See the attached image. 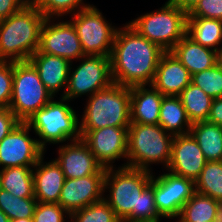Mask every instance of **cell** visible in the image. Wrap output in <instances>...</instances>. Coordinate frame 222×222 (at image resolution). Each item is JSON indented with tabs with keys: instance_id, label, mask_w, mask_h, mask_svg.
I'll return each instance as SVG.
<instances>
[{
	"instance_id": "obj_35",
	"label": "cell",
	"mask_w": 222,
	"mask_h": 222,
	"mask_svg": "<svg viewBox=\"0 0 222 222\" xmlns=\"http://www.w3.org/2000/svg\"><path fill=\"white\" fill-rule=\"evenodd\" d=\"M13 85V62L0 61V107L9 108Z\"/></svg>"
},
{
	"instance_id": "obj_25",
	"label": "cell",
	"mask_w": 222,
	"mask_h": 222,
	"mask_svg": "<svg viewBox=\"0 0 222 222\" xmlns=\"http://www.w3.org/2000/svg\"><path fill=\"white\" fill-rule=\"evenodd\" d=\"M186 35L200 45L217 51L222 42V21L212 18L187 17Z\"/></svg>"
},
{
	"instance_id": "obj_45",
	"label": "cell",
	"mask_w": 222,
	"mask_h": 222,
	"mask_svg": "<svg viewBox=\"0 0 222 222\" xmlns=\"http://www.w3.org/2000/svg\"><path fill=\"white\" fill-rule=\"evenodd\" d=\"M10 222H33L32 218H20V219H14Z\"/></svg>"
},
{
	"instance_id": "obj_41",
	"label": "cell",
	"mask_w": 222,
	"mask_h": 222,
	"mask_svg": "<svg viewBox=\"0 0 222 222\" xmlns=\"http://www.w3.org/2000/svg\"><path fill=\"white\" fill-rule=\"evenodd\" d=\"M214 222H222V202H219L216 214L214 216Z\"/></svg>"
},
{
	"instance_id": "obj_3",
	"label": "cell",
	"mask_w": 222,
	"mask_h": 222,
	"mask_svg": "<svg viewBox=\"0 0 222 222\" xmlns=\"http://www.w3.org/2000/svg\"><path fill=\"white\" fill-rule=\"evenodd\" d=\"M45 19L36 5H24L0 20V61H28L39 48Z\"/></svg>"
},
{
	"instance_id": "obj_27",
	"label": "cell",
	"mask_w": 222,
	"mask_h": 222,
	"mask_svg": "<svg viewBox=\"0 0 222 222\" xmlns=\"http://www.w3.org/2000/svg\"><path fill=\"white\" fill-rule=\"evenodd\" d=\"M179 97L192 124L208 120L213 99L200 87L190 83Z\"/></svg>"
},
{
	"instance_id": "obj_24",
	"label": "cell",
	"mask_w": 222,
	"mask_h": 222,
	"mask_svg": "<svg viewBox=\"0 0 222 222\" xmlns=\"http://www.w3.org/2000/svg\"><path fill=\"white\" fill-rule=\"evenodd\" d=\"M190 134L207 161H222V126L208 121L193 123Z\"/></svg>"
},
{
	"instance_id": "obj_18",
	"label": "cell",
	"mask_w": 222,
	"mask_h": 222,
	"mask_svg": "<svg viewBox=\"0 0 222 222\" xmlns=\"http://www.w3.org/2000/svg\"><path fill=\"white\" fill-rule=\"evenodd\" d=\"M192 75L171 52H164L158 62L152 86L164 96H179L191 83Z\"/></svg>"
},
{
	"instance_id": "obj_22",
	"label": "cell",
	"mask_w": 222,
	"mask_h": 222,
	"mask_svg": "<svg viewBox=\"0 0 222 222\" xmlns=\"http://www.w3.org/2000/svg\"><path fill=\"white\" fill-rule=\"evenodd\" d=\"M191 75L217 64L216 51L204 47L185 35L171 50Z\"/></svg>"
},
{
	"instance_id": "obj_31",
	"label": "cell",
	"mask_w": 222,
	"mask_h": 222,
	"mask_svg": "<svg viewBox=\"0 0 222 222\" xmlns=\"http://www.w3.org/2000/svg\"><path fill=\"white\" fill-rule=\"evenodd\" d=\"M70 222H120L114 210L103 199L70 214Z\"/></svg>"
},
{
	"instance_id": "obj_15",
	"label": "cell",
	"mask_w": 222,
	"mask_h": 222,
	"mask_svg": "<svg viewBox=\"0 0 222 222\" xmlns=\"http://www.w3.org/2000/svg\"><path fill=\"white\" fill-rule=\"evenodd\" d=\"M105 174L65 179L58 204L69 214L103 200Z\"/></svg>"
},
{
	"instance_id": "obj_28",
	"label": "cell",
	"mask_w": 222,
	"mask_h": 222,
	"mask_svg": "<svg viewBox=\"0 0 222 222\" xmlns=\"http://www.w3.org/2000/svg\"><path fill=\"white\" fill-rule=\"evenodd\" d=\"M219 201L195 192L181 208L178 222H214Z\"/></svg>"
},
{
	"instance_id": "obj_10",
	"label": "cell",
	"mask_w": 222,
	"mask_h": 222,
	"mask_svg": "<svg viewBox=\"0 0 222 222\" xmlns=\"http://www.w3.org/2000/svg\"><path fill=\"white\" fill-rule=\"evenodd\" d=\"M71 69L67 89L62 96L69 101L88 93L91 96L113 83L109 56L85 55L81 58V64L74 71Z\"/></svg>"
},
{
	"instance_id": "obj_13",
	"label": "cell",
	"mask_w": 222,
	"mask_h": 222,
	"mask_svg": "<svg viewBox=\"0 0 222 222\" xmlns=\"http://www.w3.org/2000/svg\"><path fill=\"white\" fill-rule=\"evenodd\" d=\"M195 193L194 181L168 171L154 178V200L158 213L177 218L181 208Z\"/></svg>"
},
{
	"instance_id": "obj_17",
	"label": "cell",
	"mask_w": 222,
	"mask_h": 222,
	"mask_svg": "<svg viewBox=\"0 0 222 222\" xmlns=\"http://www.w3.org/2000/svg\"><path fill=\"white\" fill-rule=\"evenodd\" d=\"M58 154L59 156L55 158V161L64 173L65 179L82 178L93 174H106V168H103L97 162L82 138L59 146Z\"/></svg>"
},
{
	"instance_id": "obj_29",
	"label": "cell",
	"mask_w": 222,
	"mask_h": 222,
	"mask_svg": "<svg viewBox=\"0 0 222 222\" xmlns=\"http://www.w3.org/2000/svg\"><path fill=\"white\" fill-rule=\"evenodd\" d=\"M194 184L195 192L222 202V161H207Z\"/></svg>"
},
{
	"instance_id": "obj_9",
	"label": "cell",
	"mask_w": 222,
	"mask_h": 222,
	"mask_svg": "<svg viewBox=\"0 0 222 222\" xmlns=\"http://www.w3.org/2000/svg\"><path fill=\"white\" fill-rule=\"evenodd\" d=\"M85 55L111 56L116 30L107 22L102 12L96 7L79 10L71 14Z\"/></svg>"
},
{
	"instance_id": "obj_4",
	"label": "cell",
	"mask_w": 222,
	"mask_h": 222,
	"mask_svg": "<svg viewBox=\"0 0 222 222\" xmlns=\"http://www.w3.org/2000/svg\"><path fill=\"white\" fill-rule=\"evenodd\" d=\"M174 135L166 132L159 124L130 123L127 140V163L131 167L151 172L150 164L162 163L168 167L171 159Z\"/></svg>"
},
{
	"instance_id": "obj_43",
	"label": "cell",
	"mask_w": 222,
	"mask_h": 222,
	"mask_svg": "<svg viewBox=\"0 0 222 222\" xmlns=\"http://www.w3.org/2000/svg\"><path fill=\"white\" fill-rule=\"evenodd\" d=\"M0 222H10L8 216L0 209Z\"/></svg>"
},
{
	"instance_id": "obj_5",
	"label": "cell",
	"mask_w": 222,
	"mask_h": 222,
	"mask_svg": "<svg viewBox=\"0 0 222 222\" xmlns=\"http://www.w3.org/2000/svg\"><path fill=\"white\" fill-rule=\"evenodd\" d=\"M88 97L80 130L130 126V87L112 83Z\"/></svg>"
},
{
	"instance_id": "obj_14",
	"label": "cell",
	"mask_w": 222,
	"mask_h": 222,
	"mask_svg": "<svg viewBox=\"0 0 222 222\" xmlns=\"http://www.w3.org/2000/svg\"><path fill=\"white\" fill-rule=\"evenodd\" d=\"M82 140L103 168H114L115 160L127 159L128 127L80 130Z\"/></svg>"
},
{
	"instance_id": "obj_34",
	"label": "cell",
	"mask_w": 222,
	"mask_h": 222,
	"mask_svg": "<svg viewBox=\"0 0 222 222\" xmlns=\"http://www.w3.org/2000/svg\"><path fill=\"white\" fill-rule=\"evenodd\" d=\"M70 214L58 203L37 202L33 222H65V217Z\"/></svg>"
},
{
	"instance_id": "obj_23",
	"label": "cell",
	"mask_w": 222,
	"mask_h": 222,
	"mask_svg": "<svg viewBox=\"0 0 222 222\" xmlns=\"http://www.w3.org/2000/svg\"><path fill=\"white\" fill-rule=\"evenodd\" d=\"M158 124L174 136L190 133L192 123L179 96H163Z\"/></svg>"
},
{
	"instance_id": "obj_16",
	"label": "cell",
	"mask_w": 222,
	"mask_h": 222,
	"mask_svg": "<svg viewBox=\"0 0 222 222\" xmlns=\"http://www.w3.org/2000/svg\"><path fill=\"white\" fill-rule=\"evenodd\" d=\"M206 162L200 146L190 133L174 136L171 159L166 170L195 182Z\"/></svg>"
},
{
	"instance_id": "obj_44",
	"label": "cell",
	"mask_w": 222,
	"mask_h": 222,
	"mask_svg": "<svg viewBox=\"0 0 222 222\" xmlns=\"http://www.w3.org/2000/svg\"><path fill=\"white\" fill-rule=\"evenodd\" d=\"M25 5H37L40 0H21Z\"/></svg>"
},
{
	"instance_id": "obj_36",
	"label": "cell",
	"mask_w": 222,
	"mask_h": 222,
	"mask_svg": "<svg viewBox=\"0 0 222 222\" xmlns=\"http://www.w3.org/2000/svg\"><path fill=\"white\" fill-rule=\"evenodd\" d=\"M187 17L212 18L222 21V0H199Z\"/></svg>"
},
{
	"instance_id": "obj_6",
	"label": "cell",
	"mask_w": 222,
	"mask_h": 222,
	"mask_svg": "<svg viewBox=\"0 0 222 222\" xmlns=\"http://www.w3.org/2000/svg\"><path fill=\"white\" fill-rule=\"evenodd\" d=\"M59 100L52 99L25 122L39 136L37 141L44 151L47 143L59 144L81 138L79 118L67 104L70 101L63 97Z\"/></svg>"
},
{
	"instance_id": "obj_33",
	"label": "cell",
	"mask_w": 222,
	"mask_h": 222,
	"mask_svg": "<svg viewBox=\"0 0 222 222\" xmlns=\"http://www.w3.org/2000/svg\"><path fill=\"white\" fill-rule=\"evenodd\" d=\"M91 6L94 5L85 4L83 0H40L36 5L37 9L45 16V18L54 19L64 16V14H75L79 10Z\"/></svg>"
},
{
	"instance_id": "obj_8",
	"label": "cell",
	"mask_w": 222,
	"mask_h": 222,
	"mask_svg": "<svg viewBox=\"0 0 222 222\" xmlns=\"http://www.w3.org/2000/svg\"><path fill=\"white\" fill-rule=\"evenodd\" d=\"M54 96L49 92L29 61L13 62V85L9 109L20 122H26Z\"/></svg>"
},
{
	"instance_id": "obj_20",
	"label": "cell",
	"mask_w": 222,
	"mask_h": 222,
	"mask_svg": "<svg viewBox=\"0 0 222 222\" xmlns=\"http://www.w3.org/2000/svg\"><path fill=\"white\" fill-rule=\"evenodd\" d=\"M42 156L33 167L34 197L40 203H58L65 181L64 173L55 160L44 163Z\"/></svg>"
},
{
	"instance_id": "obj_1",
	"label": "cell",
	"mask_w": 222,
	"mask_h": 222,
	"mask_svg": "<svg viewBox=\"0 0 222 222\" xmlns=\"http://www.w3.org/2000/svg\"><path fill=\"white\" fill-rule=\"evenodd\" d=\"M154 175L131 167L106 169L103 199L120 220L130 222H160L162 217L154 200Z\"/></svg>"
},
{
	"instance_id": "obj_19",
	"label": "cell",
	"mask_w": 222,
	"mask_h": 222,
	"mask_svg": "<svg viewBox=\"0 0 222 222\" xmlns=\"http://www.w3.org/2000/svg\"><path fill=\"white\" fill-rule=\"evenodd\" d=\"M28 61L36 68L40 80L54 97L62 88L65 90L61 97L65 94L72 66L70 61L44 53H34Z\"/></svg>"
},
{
	"instance_id": "obj_11",
	"label": "cell",
	"mask_w": 222,
	"mask_h": 222,
	"mask_svg": "<svg viewBox=\"0 0 222 222\" xmlns=\"http://www.w3.org/2000/svg\"><path fill=\"white\" fill-rule=\"evenodd\" d=\"M53 22L54 18L45 19L40 32L39 48L35 53L63 57L71 63L72 60H80L85 56L72 22L70 20Z\"/></svg>"
},
{
	"instance_id": "obj_40",
	"label": "cell",
	"mask_w": 222,
	"mask_h": 222,
	"mask_svg": "<svg viewBox=\"0 0 222 222\" xmlns=\"http://www.w3.org/2000/svg\"><path fill=\"white\" fill-rule=\"evenodd\" d=\"M170 3L177 5L187 14L195 7L199 0H168Z\"/></svg>"
},
{
	"instance_id": "obj_21",
	"label": "cell",
	"mask_w": 222,
	"mask_h": 222,
	"mask_svg": "<svg viewBox=\"0 0 222 222\" xmlns=\"http://www.w3.org/2000/svg\"><path fill=\"white\" fill-rule=\"evenodd\" d=\"M163 96L152 85L130 87V123L158 124Z\"/></svg>"
},
{
	"instance_id": "obj_30",
	"label": "cell",
	"mask_w": 222,
	"mask_h": 222,
	"mask_svg": "<svg viewBox=\"0 0 222 222\" xmlns=\"http://www.w3.org/2000/svg\"><path fill=\"white\" fill-rule=\"evenodd\" d=\"M37 204L35 197L20 198L0 188V209L10 221L20 218H32Z\"/></svg>"
},
{
	"instance_id": "obj_32",
	"label": "cell",
	"mask_w": 222,
	"mask_h": 222,
	"mask_svg": "<svg viewBox=\"0 0 222 222\" xmlns=\"http://www.w3.org/2000/svg\"><path fill=\"white\" fill-rule=\"evenodd\" d=\"M191 83L200 87L212 99L222 98V67H213L192 75Z\"/></svg>"
},
{
	"instance_id": "obj_7",
	"label": "cell",
	"mask_w": 222,
	"mask_h": 222,
	"mask_svg": "<svg viewBox=\"0 0 222 222\" xmlns=\"http://www.w3.org/2000/svg\"><path fill=\"white\" fill-rule=\"evenodd\" d=\"M187 16L185 11L167 1L159 10L140 15L128 23L168 52L186 35Z\"/></svg>"
},
{
	"instance_id": "obj_26",
	"label": "cell",
	"mask_w": 222,
	"mask_h": 222,
	"mask_svg": "<svg viewBox=\"0 0 222 222\" xmlns=\"http://www.w3.org/2000/svg\"><path fill=\"white\" fill-rule=\"evenodd\" d=\"M33 167L0 169V188L20 198L34 197Z\"/></svg>"
},
{
	"instance_id": "obj_12",
	"label": "cell",
	"mask_w": 222,
	"mask_h": 222,
	"mask_svg": "<svg viewBox=\"0 0 222 222\" xmlns=\"http://www.w3.org/2000/svg\"><path fill=\"white\" fill-rule=\"evenodd\" d=\"M32 130L25 122H20L0 142V166L3 168L35 166L44 156V150L37 139L29 135Z\"/></svg>"
},
{
	"instance_id": "obj_37",
	"label": "cell",
	"mask_w": 222,
	"mask_h": 222,
	"mask_svg": "<svg viewBox=\"0 0 222 222\" xmlns=\"http://www.w3.org/2000/svg\"><path fill=\"white\" fill-rule=\"evenodd\" d=\"M20 121L9 108L0 107V142L7 136Z\"/></svg>"
},
{
	"instance_id": "obj_38",
	"label": "cell",
	"mask_w": 222,
	"mask_h": 222,
	"mask_svg": "<svg viewBox=\"0 0 222 222\" xmlns=\"http://www.w3.org/2000/svg\"><path fill=\"white\" fill-rule=\"evenodd\" d=\"M24 5L21 0H0V20L8 18Z\"/></svg>"
},
{
	"instance_id": "obj_39",
	"label": "cell",
	"mask_w": 222,
	"mask_h": 222,
	"mask_svg": "<svg viewBox=\"0 0 222 222\" xmlns=\"http://www.w3.org/2000/svg\"><path fill=\"white\" fill-rule=\"evenodd\" d=\"M207 121L222 126V98L213 99Z\"/></svg>"
},
{
	"instance_id": "obj_2",
	"label": "cell",
	"mask_w": 222,
	"mask_h": 222,
	"mask_svg": "<svg viewBox=\"0 0 222 222\" xmlns=\"http://www.w3.org/2000/svg\"><path fill=\"white\" fill-rule=\"evenodd\" d=\"M164 52L129 23L123 29L118 27L110 56L113 83L127 87L151 85Z\"/></svg>"
},
{
	"instance_id": "obj_42",
	"label": "cell",
	"mask_w": 222,
	"mask_h": 222,
	"mask_svg": "<svg viewBox=\"0 0 222 222\" xmlns=\"http://www.w3.org/2000/svg\"><path fill=\"white\" fill-rule=\"evenodd\" d=\"M216 59H217V64L222 67V46L219 47L216 51Z\"/></svg>"
}]
</instances>
